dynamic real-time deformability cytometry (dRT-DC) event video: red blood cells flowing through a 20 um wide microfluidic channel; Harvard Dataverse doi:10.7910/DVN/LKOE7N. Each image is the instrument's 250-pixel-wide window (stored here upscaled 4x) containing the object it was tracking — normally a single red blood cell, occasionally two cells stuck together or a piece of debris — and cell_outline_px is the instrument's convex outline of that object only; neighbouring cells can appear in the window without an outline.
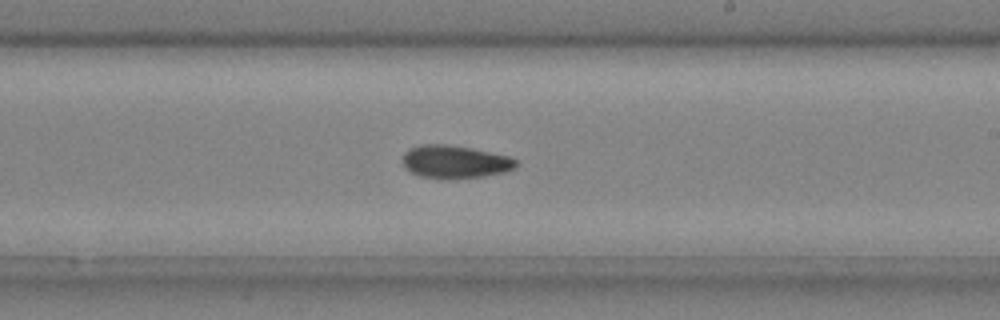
{"species": "common noctule bat (a hibernating species)", "species_latin": "Nyctalus noctula", "temperature_condition": "cold", "stored_images_in_passage": 38, "camera_frame_rate_fps": 3000, "um_per_image_px": 0.085, "animal": {"sex": "male", "body_mass_g": 20.4}, "frame": {"image": 1, "passage_image": 27, "time_ms": 8.667, "image_size_px": [1000, 320], "cell_outline_px": [[520, 164], [516, 168], [504, 172], [484, 176], [448, 180], [440, 180], [420, 176], [404, 168], [400, 160], [404, 152], [408, 148], [420, 144], [448, 144], [472, 148], [508, 156], [516, 160]], "centroid_in_image_um": [38.62, 13.76], "position_along_channel_um": 250.4, "area_um2": 22.43}}